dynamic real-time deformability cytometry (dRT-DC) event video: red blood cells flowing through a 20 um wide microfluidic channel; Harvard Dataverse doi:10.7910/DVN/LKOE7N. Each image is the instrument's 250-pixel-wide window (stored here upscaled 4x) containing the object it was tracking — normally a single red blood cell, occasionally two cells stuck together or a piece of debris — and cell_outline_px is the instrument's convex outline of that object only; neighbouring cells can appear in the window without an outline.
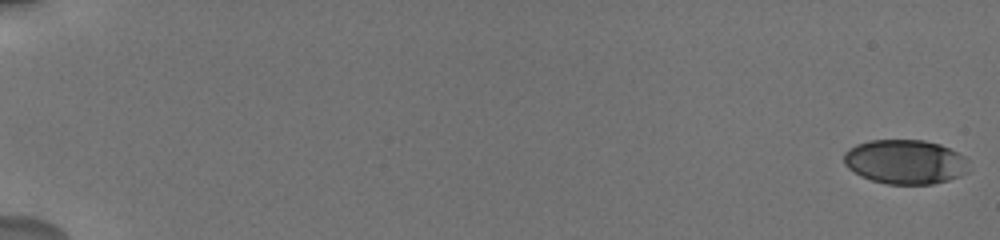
{"species": "human", "species_latin": "Homo sapiens", "temperature_condition": "cold", "stored_images_in_passage": 45, "camera_frame_rate_fps": 3000, "um_per_image_px": 0.085, "donor": {"sex": "male"}, "frame": {"image": 1, "passage_image": 1, "time_ms": 0.0, "image_size_px": [1000, 240], "cell_outline_px": [[968, 172], [960, 176], [948, 180], [932, 184], [888, 184], [872, 180], [860, 176], [848, 168], [844, 164], [844, 152], [848, 148], [856, 144], [868, 140], [924, 140], [940, 144], [964, 156], [968, 160]], "centroid_in_image_um": [76.93, 13.75], "position_along_channel_um": 8.1, "area_um2": 32.48}}
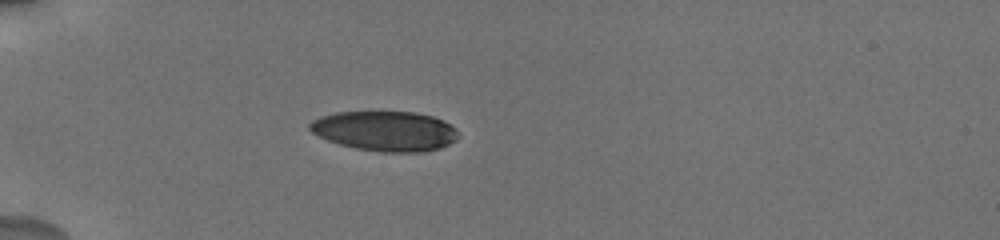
{"frame": {"image": 2, "passage_image": 33, "time_ms": 6.0, "image_size_px": [1000, 240], "cell_outline_px": [[460, 136], [456, 140], [440, 148], [424, 152], [380, 152], [356, 148], [340, 144], [328, 140], [312, 132], [308, 128], [308, 124], [312, 120], [320, 116], [336, 112], [412, 112], [432, 116], [444, 120], [456, 128]], "centroid_in_image_um": [32.76, 11.14], "position_along_channel_um": 52.2, "area_um2": 34.68}}
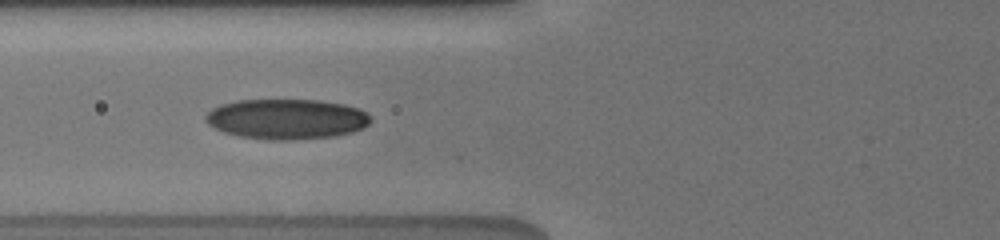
{"frame": {"image": 3, "passage_image": 44, "time_ms": 8.0, "image_size_px": [1000, 240], "cell_outline_px": [[372, 120], [364, 128], [352, 132], [336, 136], [288, 140], [268, 140], [240, 136], [224, 132], [208, 124], [204, 120], [204, 116], [212, 108], [220, 104], [240, 100], [320, 100], [344, 104], [360, 108], [368, 112]], "centroid_in_image_um": [24.39, 10.11], "position_along_channel_um": 101.4, "area_um2": 38.96}}